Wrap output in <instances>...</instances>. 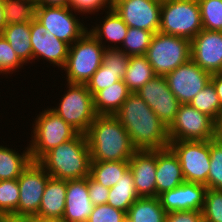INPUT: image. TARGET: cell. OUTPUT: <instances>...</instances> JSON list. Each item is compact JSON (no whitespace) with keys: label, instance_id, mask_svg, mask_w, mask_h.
I'll return each instance as SVG.
<instances>
[{"label":"cell","instance_id":"6da1fadb","mask_svg":"<svg viewBox=\"0 0 222 222\" xmlns=\"http://www.w3.org/2000/svg\"><path fill=\"white\" fill-rule=\"evenodd\" d=\"M127 130L137 150H157L169 147L168 127L146 102L131 92L114 115Z\"/></svg>","mask_w":222,"mask_h":222},{"label":"cell","instance_id":"7a4b0ae2","mask_svg":"<svg viewBox=\"0 0 222 222\" xmlns=\"http://www.w3.org/2000/svg\"><path fill=\"white\" fill-rule=\"evenodd\" d=\"M85 135L91 161L129 160L137 151L114 115H97Z\"/></svg>","mask_w":222,"mask_h":222},{"label":"cell","instance_id":"3957f363","mask_svg":"<svg viewBox=\"0 0 222 222\" xmlns=\"http://www.w3.org/2000/svg\"><path fill=\"white\" fill-rule=\"evenodd\" d=\"M38 163L55 179L76 180L90 175L91 155L85 134L48 151Z\"/></svg>","mask_w":222,"mask_h":222},{"label":"cell","instance_id":"277c9868","mask_svg":"<svg viewBox=\"0 0 222 222\" xmlns=\"http://www.w3.org/2000/svg\"><path fill=\"white\" fill-rule=\"evenodd\" d=\"M203 29L198 0H163L159 32L192 40Z\"/></svg>","mask_w":222,"mask_h":222},{"label":"cell","instance_id":"5b68a950","mask_svg":"<svg viewBox=\"0 0 222 222\" xmlns=\"http://www.w3.org/2000/svg\"><path fill=\"white\" fill-rule=\"evenodd\" d=\"M104 50L105 46L103 47L90 31L73 42L63 67L68 83L86 84L102 65Z\"/></svg>","mask_w":222,"mask_h":222},{"label":"cell","instance_id":"8992f818","mask_svg":"<svg viewBox=\"0 0 222 222\" xmlns=\"http://www.w3.org/2000/svg\"><path fill=\"white\" fill-rule=\"evenodd\" d=\"M145 56L155 75L166 76L191 59V40L156 32Z\"/></svg>","mask_w":222,"mask_h":222},{"label":"cell","instance_id":"52a82bcc","mask_svg":"<svg viewBox=\"0 0 222 222\" xmlns=\"http://www.w3.org/2000/svg\"><path fill=\"white\" fill-rule=\"evenodd\" d=\"M34 136L29 150L32 161L38 162L48 151L73 139L78 132L50 109L35 119Z\"/></svg>","mask_w":222,"mask_h":222},{"label":"cell","instance_id":"ba28073f","mask_svg":"<svg viewBox=\"0 0 222 222\" xmlns=\"http://www.w3.org/2000/svg\"><path fill=\"white\" fill-rule=\"evenodd\" d=\"M67 93L59 106L51 110L59 115L78 133L86 134L98 115L94 108L93 95L86 84L68 83Z\"/></svg>","mask_w":222,"mask_h":222},{"label":"cell","instance_id":"9c48e42d","mask_svg":"<svg viewBox=\"0 0 222 222\" xmlns=\"http://www.w3.org/2000/svg\"><path fill=\"white\" fill-rule=\"evenodd\" d=\"M216 122L188 104H181L168 128L170 141H210L215 139Z\"/></svg>","mask_w":222,"mask_h":222},{"label":"cell","instance_id":"30bf717a","mask_svg":"<svg viewBox=\"0 0 222 222\" xmlns=\"http://www.w3.org/2000/svg\"><path fill=\"white\" fill-rule=\"evenodd\" d=\"M169 147L179 158L185 181L207 187L210 170V141H170Z\"/></svg>","mask_w":222,"mask_h":222},{"label":"cell","instance_id":"8fae6325","mask_svg":"<svg viewBox=\"0 0 222 222\" xmlns=\"http://www.w3.org/2000/svg\"><path fill=\"white\" fill-rule=\"evenodd\" d=\"M51 176L38 163L32 161L18 177V216L35 217L39 211L42 195Z\"/></svg>","mask_w":222,"mask_h":222},{"label":"cell","instance_id":"7c38bea8","mask_svg":"<svg viewBox=\"0 0 222 222\" xmlns=\"http://www.w3.org/2000/svg\"><path fill=\"white\" fill-rule=\"evenodd\" d=\"M69 10L70 7H36L35 19L57 39L71 45L88 30Z\"/></svg>","mask_w":222,"mask_h":222},{"label":"cell","instance_id":"4fadbf2b","mask_svg":"<svg viewBox=\"0 0 222 222\" xmlns=\"http://www.w3.org/2000/svg\"><path fill=\"white\" fill-rule=\"evenodd\" d=\"M169 89L181 104H188L211 79L192 59L165 76Z\"/></svg>","mask_w":222,"mask_h":222},{"label":"cell","instance_id":"5bb4252c","mask_svg":"<svg viewBox=\"0 0 222 222\" xmlns=\"http://www.w3.org/2000/svg\"><path fill=\"white\" fill-rule=\"evenodd\" d=\"M169 128L181 103L171 92L165 76H154L136 92Z\"/></svg>","mask_w":222,"mask_h":222},{"label":"cell","instance_id":"9a60e30c","mask_svg":"<svg viewBox=\"0 0 222 222\" xmlns=\"http://www.w3.org/2000/svg\"><path fill=\"white\" fill-rule=\"evenodd\" d=\"M161 4L160 0H122L112 8L128 27L156 33L160 27Z\"/></svg>","mask_w":222,"mask_h":222},{"label":"cell","instance_id":"2e32d148","mask_svg":"<svg viewBox=\"0 0 222 222\" xmlns=\"http://www.w3.org/2000/svg\"><path fill=\"white\" fill-rule=\"evenodd\" d=\"M191 59L211 75L222 72V32L202 29L191 40Z\"/></svg>","mask_w":222,"mask_h":222},{"label":"cell","instance_id":"e0dca14e","mask_svg":"<svg viewBox=\"0 0 222 222\" xmlns=\"http://www.w3.org/2000/svg\"><path fill=\"white\" fill-rule=\"evenodd\" d=\"M30 42L32 46L33 59L44 57L53 65L63 68L69 53L70 45L47 29L36 19L30 22Z\"/></svg>","mask_w":222,"mask_h":222},{"label":"cell","instance_id":"ac0fdd59","mask_svg":"<svg viewBox=\"0 0 222 222\" xmlns=\"http://www.w3.org/2000/svg\"><path fill=\"white\" fill-rule=\"evenodd\" d=\"M207 187L184 181L180 186L160 194L159 200L166 213L175 211H202Z\"/></svg>","mask_w":222,"mask_h":222},{"label":"cell","instance_id":"d6986e66","mask_svg":"<svg viewBox=\"0 0 222 222\" xmlns=\"http://www.w3.org/2000/svg\"><path fill=\"white\" fill-rule=\"evenodd\" d=\"M134 186L140 197H156V150H137L129 159Z\"/></svg>","mask_w":222,"mask_h":222},{"label":"cell","instance_id":"ffe728a7","mask_svg":"<svg viewBox=\"0 0 222 222\" xmlns=\"http://www.w3.org/2000/svg\"><path fill=\"white\" fill-rule=\"evenodd\" d=\"M94 205L89 197L88 177L67 180L64 222H87Z\"/></svg>","mask_w":222,"mask_h":222},{"label":"cell","instance_id":"44dd1931","mask_svg":"<svg viewBox=\"0 0 222 222\" xmlns=\"http://www.w3.org/2000/svg\"><path fill=\"white\" fill-rule=\"evenodd\" d=\"M156 197L180 186L184 181L180 161L170 148L156 150Z\"/></svg>","mask_w":222,"mask_h":222},{"label":"cell","instance_id":"7402d4cb","mask_svg":"<svg viewBox=\"0 0 222 222\" xmlns=\"http://www.w3.org/2000/svg\"><path fill=\"white\" fill-rule=\"evenodd\" d=\"M67 181L50 177L42 195L39 211L35 217L62 219L65 211Z\"/></svg>","mask_w":222,"mask_h":222},{"label":"cell","instance_id":"603a6c76","mask_svg":"<svg viewBox=\"0 0 222 222\" xmlns=\"http://www.w3.org/2000/svg\"><path fill=\"white\" fill-rule=\"evenodd\" d=\"M131 92L123 80L98 91L94 96V108L98 115H115Z\"/></svg>","mask_w":222,"mask_h":222},{"label":"cell","instance_id":"cb8c5ba5","mask_svg":"<svg viewBox=\"0 0 222 222\" xmlns=\"http://www.w3.org/2000/svg\"><path fill=\"white\" fill-rule=\"evenodd\" d=\"M23 63L33 60L30 22L6 25L0 32Z\"/></svg>","mask_w":222,"mask_h":222},{"label":"cell","instance_id":"d4e9b609","mask_svg":"<svg viewBox=\"0 0 222 222\" xmlns=\"http://www.w3.org/2000/svg\"><path fill=\"white\" fill-rule=\"evenodd\" d=\"M166 211L159 197H140L126 213V222H164Z\"/></svg>","mask_w":222,"mask_h":222},{"label":"cell","instance_id":"484cf974","mask_svg":"<svg viewBox=\"0 0 222 222\" xmlns=\"http://www.w3.org/2000/svg\"><path fill=\"white\" fill-rule=\"evenodd\" d=\"M138 198H140V196L134 186L133 174L130 169H128L122 175V178L110 188L107 204L127 213L130 206Z\"/></svg>","mask_w":222,"mask_h":222},{"label":"cell","instance_id":"4316f807","mask_svg":"<svg viewBox=\"0 0 222 222\" xmlns=\"http://www.w3.org/2000/svg\"><path fill=\"white\" fill-rule=\"evenodd\" d=\"M31 162L29 147L20 155L15 150L0 146V180L18 179Z\"/></svg>","mask_w":222,"mask_h":222},{"label":"cell","instance_id":"83f0119b","mask_svg":"<svg viewBox=\"0 0 222 222\" xmlns=\"http://www.w3.org/2000/svg\"><path fill=\"white\" fill-rule=\"evenodd\" d=\"M155 75L145 55L130 56L123 82L130 92H137Z\"/></svg>","mask_w":222,"mask_h":222},{"label":"cell","instance_id":"f1b7e54d","mask_svg":"<svg viewBox=\"0 0 222 222\" xmlns=\"http://www.w3.org/2000/svg\"><path fill=\"white\" fill-rule=\"evenodd\" d=\"M129 169V160L91 161L90 176L106 188L113 187Z\"/></svg>","mask_w":222,"mask_h":222},{"label":"cell","instance_id":"f546056e","mask_svg":"<svg viewBox=\"0 0 222 222\" xmlns=\"http://www.w3.org/2000/svg\"><path fill=\"white\" fill-rule=\"evenodd\" d=\"M128 25L121 19L113 8L107 12L103 24L93 27L90 33L103 45L102 40L111 41L112 43H123L128 31ZM104 36V38L102 37Z\"/></svg>","mask_w":222,"mask_h":222},{"label":"cell","instance_id":"4dcf8cb0","mask_svg":"<svg viewBox=\"0 0 222 222\" xmlns=\"http://www.w3.org/2000/svg\"><path fill=\"white\" fill-rule=\"evenodd\" d=\"M189 104L203 114L210 116L215 122L222 117V106L211 81L195 95Z\"/></svg>","mask_w":222,"mask_h":222},{"label":"cell","instance_id":"1f68e13d","mask_svg":"<svg viewBox=\"0 0 222 222\" xmlns=\"http://www.w3.org/2000/svg\"><path fill=\"white\" fill-rule=\"evenodd\" d=\"M7 25L32 22L36 17V0H4Z\"/></svg>","mask_w":222,"mask_h":222},{"label":"cell","instance_id":"d6a6232c","mask_svg":"<svg viewBox=\"0 0 222 222\" xmlns=\"http://www.w3.org/2000/svg\"><path fill=\"white\" fill-rule=\"evenodd\" d=\"M154 34L148 30L129 27L122 44L125 49L122 51L128 56L145 55Z\"/></svg>","mask_w":222,"mask_h":222},{"label":"cell","instance_id":"836d02e7","mask_svg":"<svg viewBox=\"0 0 222 222\" xmlns=\"http://www.w3.org/2000/svg\"><path fill=\"white\" fill-rule=\"evenodd\" d=\"M19 195L17 179L0 180V217L18 216Z\"/></svg>","mask_w":222,"mask_h":222},{"label":"cell","instance_id":"e575fe53","mask_svg":"<svg viewBox=\"0 0 222 222\" xmlns=\"http://www.w3.org/2000/svg\"><path fill=\"white\" fill-rule=\"evenodd\" d=\"M203 29L222 32V0H198Z\"/></svg>","mask_w":222,"mask_h":222},{"label":"cell","instance_id":"d590c367","mask_svg":"<svg viewBox=\"0 0 222 222\" xmlns=\"http://www.w3.org/2000/svg\"><path fill=\"white\" fill-rule=\"evenodd\" d=\"M207 188L222 190V145L215 139L210 140V170Z\"/></svg>","mask_w":222,"mask_h":222},{"label":"cell","instance_id":"8d00e7d4","mask_svg":"<svg viewBox=\"0 0 222 222\" xmlns=\"http://www.w3.org/2000/svg\"><path fill=\"white\" fill-rule=\"evenodd\" d=\"M202 213L204 222H222V190L207 188Z\"/></svg>","mask_w":222,"mask_h":222},{"label":"cell","instance_id":"74e56055","mask_svg":"<svg viewBox=\"0 0 222 222\" xmlns=\"http://www.w3.org/2000/svg\"><path fill=\"white\" fill-rule=\"evenodd\" d=\"M119 80H123L119 72L109 70V68L102 63V65L95 71L86 85L88 90L94 96L98 91L113 85V83Z\"/></svg>","mask_w":222,"mask_h":222},{"label":"cell","instance_id":"f35d334b","mask_svg":"<svg viewBox=\"0 0 222 222\" xmlns=\"http://www.w3.org/2000/svg\"><path fill=\"white\" fill-rule=\"evenodd\" d=\"M129 60L130 56L122 51V48L120 49L116 47V45L115 47H105L102 63L106 65L109 70L119 72L122 78L125 76Z\"/></svg>","mask_w":222,"mask_h":222},{"label":"cell","instance_id":"ab89813d","mask_svg":"<svg viewBox=\"0 0 222 222\" xmlns=\"http://www.w3.org/2000/svg\"><path fill=\"white\" fill-rule=\"evenodd\" d=\"M87 222H126V212L103 204L94 207Z\"/></svg>","mask_w":222,"mask_h":222},{"label":"cell","instance_id":"60d3db41","mask_svg":"<svg viewBox=\"0 0 222 222\" xmlns=\"http://www.w3.org/2000/svg\"><path fill=\"white\" fill-rule=\"evenodd\" d=\"M24 64L11 48L8 41L0 34V73L7 74Z\"/></svg>","mask_w":222,"mask_h":222},{"label":"cell","instance_id":"b9f144b4","mask_svg":"<svg viewBox=\"0 0 222 222\" xmlns=\"http://www.w3.org/2000/svg\"><path fill=\"white\" fill-rule=\"evenodd\" d=\"M107 5V6H106ZM70 7L74 10V12H83L92 13L97 12L99 9L103 8H112L110 0H72Z\"/></svg>","mask_w":222,"mask_h":222},{"label":"cell","instance_id":"7bdbcfd3","mask_svg":"<svg viewBox=\"0 0 222 222\" xmlns=\"http://www.w3.org/2000/svg\"><path fill=\"white\" fill-rule=\"evenodd\" d=\"M88 190L90 200L94 206L107 204L110 188L104 187L90 175L88 176Z\"/></svg>","mask_w":222,"mask_h":222},{"label":"cell","instance_id":"ee69618b","mask_svg":"<svg viewBox=\"0 0 222 222\" xmlns=\"http://www.w3.org/2000/svg\"><path fill=\"white\" fill-rule=\"evenodd\" d=\"M164 222H204L202 211H175L166 213Z\"/></svg>","mask_w":222,"mask_h":222},{"label":"cell","instance_id":"f6af8a7d","mask_svg":"<svg viewBox=\"0 0 222 222\" xmlns=\"http://www.w3.org/2000/svg\"><path fill=\"white\" fill-rule=\"evenodd\" d=\"M72 0H36L37 7H70Z\"/></svg>","mask_w":222,"mask_h":222},{"label":"cell","instance_id":"bcb514c9","mask_svg":"<svg viewBox=\"0 0 222 222\" xmlns=\"http://www.w3.org/2000/svg\"><path fill=\"white\" fill-rule=\"evenodd\" d=\"M210 81L213 83L215 87L217 96L222 106V72L212 74Z\"/></svg>","mask_w":222,"mask_h":222},{"label":"cell","instance_id":"7dc6e473","mask_svg":"<svg viewBox=\"0 0 222 222\" xmlns=\"http://www.w3.org/2000/svg\"><path fill=\"white\" fill-rule=\"evenodd\" d=\"M7 222H36V217H25V216H7Z\"/></svg>","mask_w":222,"mask_h":222},{"label":"cell","instance_id":"c3c4849f","mask_svg":"<svg viewBox=\"0 0 222 222\" xmlns=\"http://www.w3.org/2000/svg\"><path fill=\"white\" fill-rule=\"evenodd\" d=\"M215 140L222 145V117L216 122Z\"/></svg>","mask_w":222,"mask_h":222},{"label":"cell","instance_id":"681fc988","mask_svg":"<svg viewBox=\"0 0 222 222\" xmlns=\"http://www.w3.org/2000/svg\"><path fill=\"white\" fill-rule=\"evenodd\" d=\"M7 25L6 19H5V13H4V3L3 1H0V32L3 30V28Z\"/></svg>","mask_w":222,"mask_h":222},{"label":"cell","instance_id":"f907efd6","mask_svg":"<svg viewBox=\"0 0 222 222\" xmlns=\"http://www.w3.org/2000/svg\"><path fill=\"white\" fill-rule=\"evenodd\" d=\"M36 222H64L62 219H41L36 217Z\"/></svg>","mask_w":222,"mask_h":222},{"label":"cell","instance_id":"816d5d0a","mask_svg":"<svg viewBox=\"0 0 222 222\" xmlns=\"http://www.w3.org/2000/svg\"><path fill=\"white\" fill-rule=\"evenodd\" d=\"M119 1H122V0H110L111 6L113 7Z\"/></svg>","mask_w":222,"mask_h":222},{"label":"cell","instance_id":"f5cc1de1","mask_svg":"<svg viewBox=\"0 0 222 222\" xmlns=\"http://www.w3.org/2000/svg\"><path fill=\"white\" fill-rule=\"evenodd\" d=\"M0 222H7V216H5V217H0Z\"/></svg>","mask_w":222,"mask_h":222}]
</instances>
